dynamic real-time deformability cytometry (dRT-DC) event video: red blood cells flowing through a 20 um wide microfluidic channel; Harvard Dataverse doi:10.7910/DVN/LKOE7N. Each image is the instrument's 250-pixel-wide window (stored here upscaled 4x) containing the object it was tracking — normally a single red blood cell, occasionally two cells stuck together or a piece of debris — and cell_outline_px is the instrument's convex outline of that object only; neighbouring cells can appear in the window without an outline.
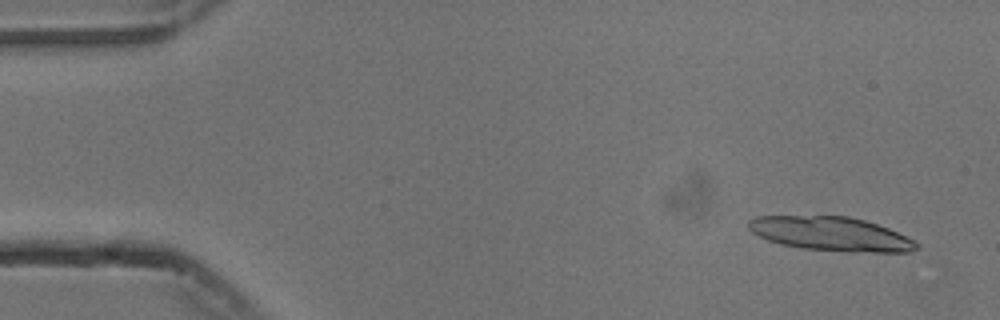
{"species": "common noctule bat (a hibernating species)", "species_latin": "Nyctalus noctula", "temperature_condition": "cold", "stored_images_in_passage": 22, "camera_frame_rate_fps": 3000, "um_per_image_px": 0.085, "animal": {"sex": "male", "body_mass_g": 13.3}, "frame": {"image": 1, "passage_image": 3, "time_ms": 0.667, "image_size_px": [1000, 320], "cell_outline_px": [[920, 248], [912, 252], [848, 252], [804, 248], [780, 244], [768, 240], [752, 232], [748, 228], [748, 220], [756, 216], [848, 216], [864, 220], [888, 228], [920, 244]], "centroid_in_image_um": [70.63, 19.88], "position_along_channel_um": 14.4, "area_um2": 33.23}}
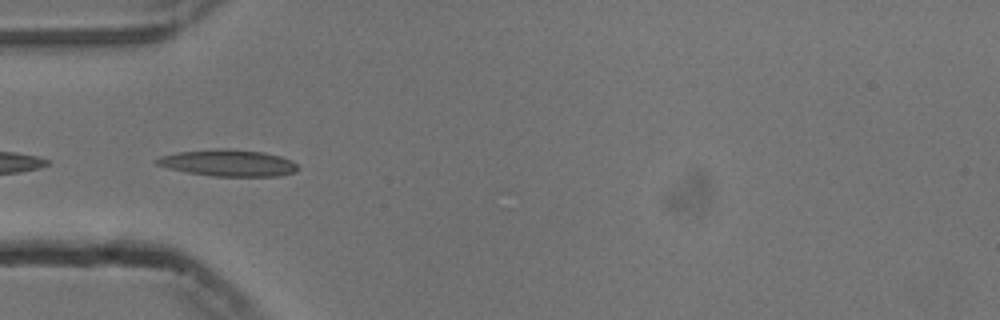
{"frame": {"image": 2, "passage_image": 17, "time_ms": 5.333, "image_size_px": [1000, 320], "cell_outline_px": [[300, 168], [296, 172], [280, 176], [216, 176], [188, 172], [168, 168], [156, 164], [152, 160], [160, 156], [176, 152], [216, 148], [228, 148], [264, 152], [280, 156], [292, 160]], "centroid_in_image_um": [19.41, 13.84], "position_along_channel_um": 65.6, "area_um2": 22.14}}
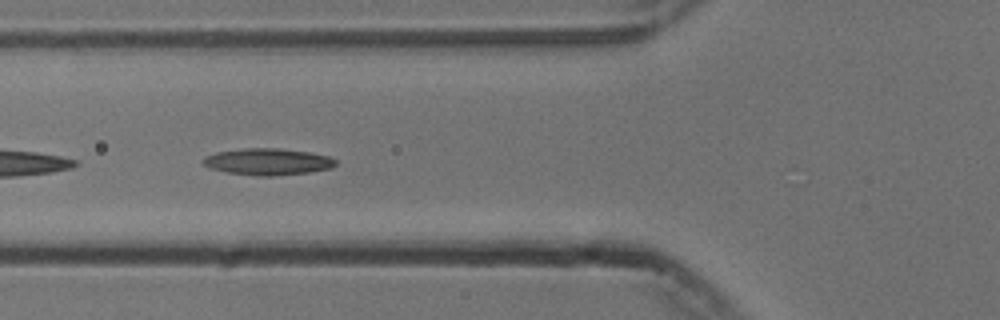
{"frame": {"image": 3, "passage_image": 20, "time_ms": 6.333, "image_size_px": [1000, 320], "cell_outline_px": [[336, 164], [332, 168], [308, 172], [272, 176], [260, 176], [228, 172], [212, 168], [204, 164], [204, 156], [216, 152], [244, 148], [276, 148], [308, 152], [328, 156], [336, 160]], "centroid_in_image_um": [22.78, 13.74], "position_along_channel_um": 103.0, "area_um2": 20.29}}